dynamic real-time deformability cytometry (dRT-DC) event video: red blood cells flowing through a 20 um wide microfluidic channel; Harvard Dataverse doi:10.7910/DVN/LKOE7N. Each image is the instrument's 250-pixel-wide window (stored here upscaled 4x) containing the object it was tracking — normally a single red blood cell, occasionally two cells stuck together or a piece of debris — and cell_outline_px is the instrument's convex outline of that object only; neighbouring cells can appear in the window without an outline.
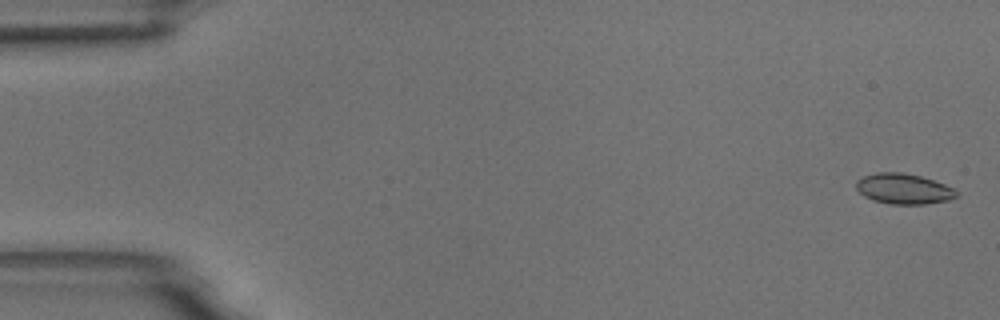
{"species": "common noctule bat (a hibernating species)", "species_latin": "Nyctalus noctula", "temperature_condition": "room temperature", "stored_images_in_passage": 6, "camera_frame_rate_fps": 3000, "um_per_image_px": 0.085, "animal": {"sex": "male", "body_mass_g": 18.8}, "frame": {"image": 1, "passage_image": 1, "time_ms": 0.0, "image_size_px": [1000, 320], "cell_outline_px": [[956, 196], [948, 200], [924, 204], [892, 204], [872, 200], [864, 196], [856, 188], [856, 180], [864, 176], [876, 172], [904, 172], [920, 176], [944, 184], [952, 188], [956, 192]], "centroid_in_image_um": [76.76, 16.04], "position_along_channel_um": 8.2, "area_um2": 17.63}}
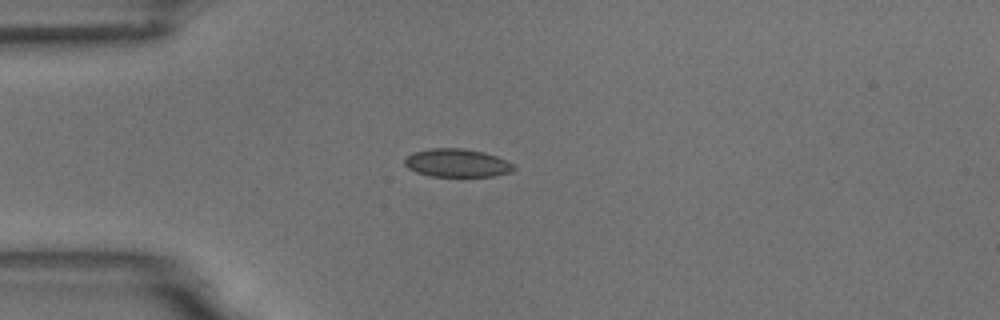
{"frame": {"image": 2, "passage_image": 4, "time_ms": 4.333, "image_size_px": [1000, 320], "cell_outline_px": [[516, 168], [512, 172], [492, 176], [432, 176], [416, 172], [408, 168], [404, 164], [404, 160], [412, 152], [432, 148], [464, 148], [484, 152], [496, 156], [512, 164]], "centroid_in_image_um": [38.83, 13.85], "position_along_channel_um": 46.2, "area_um2": 17.86}}
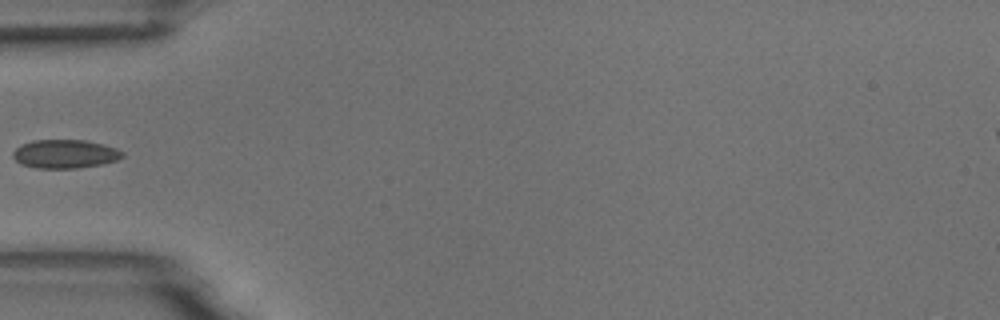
{"frame": {"image": 3, "passage_image": 5, "time_ms": 5.667, "image_size_px": [1000, 320], "cell_outline_px": [[124, 156], [116, 160], [100, 164], [80, 168], [36, 168], [20, 164], [12, 156], [12, 152], [20, 144], [32, 140], [84, 140], [116, 148], [124, 152]], "centroid_in_image_um": [5.48, 13.08], "position_along_channel_um": 79.5, "area_um2": 18.26}}